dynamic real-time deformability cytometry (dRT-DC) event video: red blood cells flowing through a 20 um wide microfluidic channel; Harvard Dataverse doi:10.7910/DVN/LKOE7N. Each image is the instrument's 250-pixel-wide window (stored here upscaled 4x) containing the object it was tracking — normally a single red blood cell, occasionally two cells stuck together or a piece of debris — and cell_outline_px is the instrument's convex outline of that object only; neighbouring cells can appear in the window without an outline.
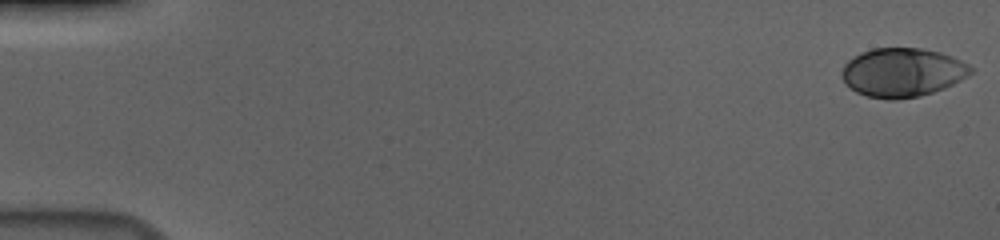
{"species": "human", "species_latin": "Homo sapiens", "temperature_condition": "cold", "stored_images_in_passage": 52, "camera_frame_rate_fps": 3000, "um_per_image_px": 0.085, "donor": {"sex": "male"}, "frame": {"image": 1, "passage_image": 1, "time_ms": 0.0, "image_size_px": [1000, 240], "cell_outline_px": [[972, 72], [960, 80], [944, 88], [920, 96], [896, 100], [888, 100], [868, 96], [856, 92], [844, 84], [840, 72], [844, 64], [848, 60], [860, 52], [872, 48], [920, 48], [940, 52], [952, 56], [968, 64], [972, 68]], "centroid_in_image_um": [76.66, 6.16], "position_along_channel_um": 8.3, "area_um2": 36.88}}
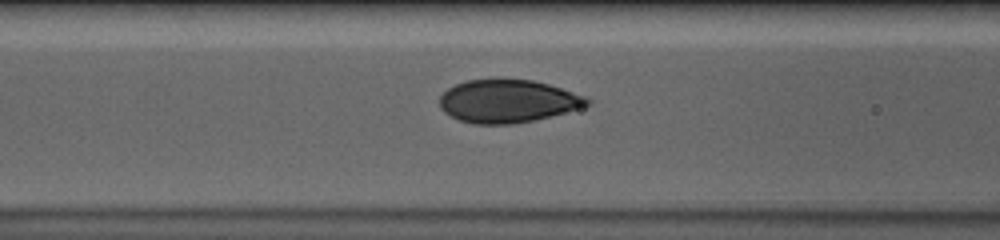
{"frame": {"image": 2, "passage_image": 24, "time_ms": 7.667, "image_size_px": [1000, 240], "cell_outline_px": [[592, 104], [564, 112], [532, 120], [512, 124], [476, 124], [460, 120], [444, 112], [440, 108], [440, 96], [448, 88], [456, 84], [468, 80], [532, 80], [548, 84], [584, 96], [592, 100]], "centroid_in_image_um": [43.14, 8.6], "position_along_channel_um": 123.5, "area_um2": 36.3}}
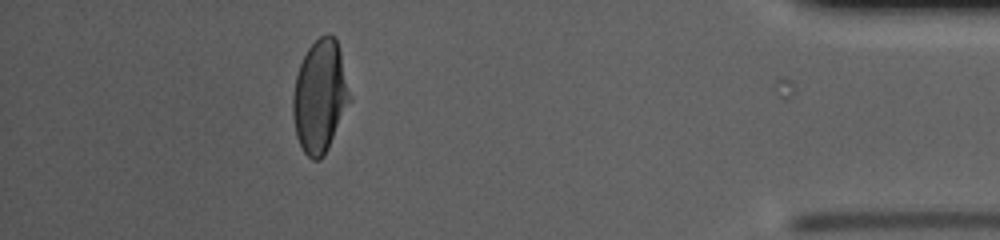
{"frame": {"image": 3, "passage_image": 51, "time_ms": 16.667, "image_size_px": [1000, 240], "cell_outline_px": [[352, 100], [324, 156], [320, 160], [312, 160], [304, 152], [296, 136], [292, 116], [292, 96], [296, 76], [300, 64], [308, 48], [320, 36], [328, 32], [336, 36], [352, 96]], "centroid_in_image_um": [27.21, 8.19], "position_along_channel_um": 408.0, "area_um2": 37.74}, "authors_computed_cell_mechanics": {"area_um2": 37.4544, "velocity_mm_per_s": 3.6828, "shape_relaxation_time_tau1_ms": 4.9653, "shape_relaxation_time_tau2_ms": null, "deformation_change_tau1": 0.163, "deformation_change_tau2": null}}